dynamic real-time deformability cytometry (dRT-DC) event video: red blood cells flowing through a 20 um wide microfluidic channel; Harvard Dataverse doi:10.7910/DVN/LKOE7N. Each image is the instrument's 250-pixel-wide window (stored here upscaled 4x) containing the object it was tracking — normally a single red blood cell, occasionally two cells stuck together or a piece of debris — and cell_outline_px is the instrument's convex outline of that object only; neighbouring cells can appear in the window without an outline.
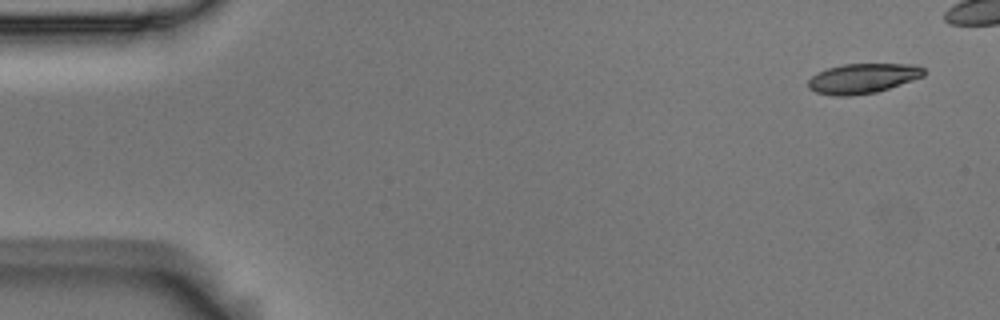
{"species": "Egyptian fruit bat (a non-hibernating species)", "species_latin": "Rousettus aegyptiacus", "temperature_condition": "room temperature", "stored_images_in_passage": 5, "camera_frame_rate_fps": 3000, "um_per_image_px": 0.085, "animal": {"sex": "male"}, "frame": {"image": 1, "passage_image": 1, "time_ms": 0.0, "image_size_px": [1000, 320], "cell_outline_px": [[924, 76], [876, 92], [848, 96], [836, 96], [816, 92], [808, 88], [808, 80], [812, 76], [828, 68], [844, 64], [916, 64], [924, 68]], "centroid_in_image_um": [73.33, 6.66], "position_along_channel_um": 11.7, "area_um2": 19.94}}